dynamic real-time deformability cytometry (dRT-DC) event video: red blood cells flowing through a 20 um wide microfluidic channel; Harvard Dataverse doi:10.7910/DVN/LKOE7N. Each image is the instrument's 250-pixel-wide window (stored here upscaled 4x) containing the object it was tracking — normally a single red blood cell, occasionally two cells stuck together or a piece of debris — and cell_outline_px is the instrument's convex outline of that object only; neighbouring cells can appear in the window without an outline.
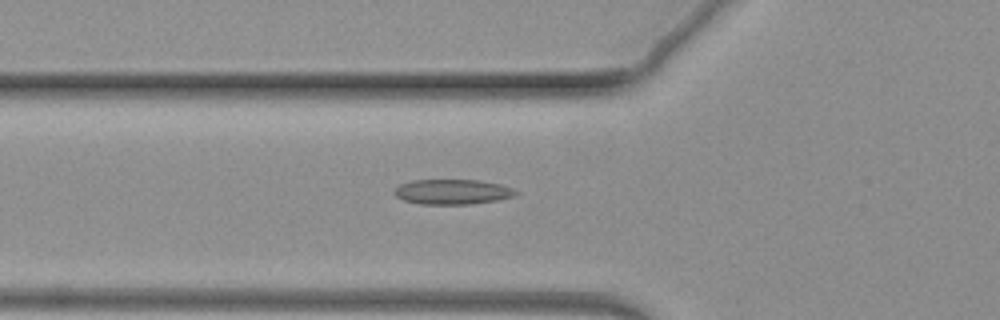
{"species": "common noctule bat (a hibernating species)", "species_latin": "Nyctalus noctula", "temperature_condition": "warm", "stored_images_in_passage": 69, "camera_frame_rate_fps": 3000, "um_per_image_px": 0.085, "animal": {"sex": "female", "body_mass_g": 19.3, "forearm_length_mm": 54.1}, "frame": {"image": 1, "passage_image": 25, "time_ms": 8.0, "image_size_px": [1000, 320], "cell_outline_px": [[520, 192], [512, 196], [496, 200], [468, 204], [420, 204], [404, 200], [396, 196], [392, 192], [400, 184], [412, 180], [480, 180], [500, 184], [512, 188]], "centroid_in_image_um": [38.43, 16.3], "position_along_channel_um": 87.4, "area_um2": 17.63}}
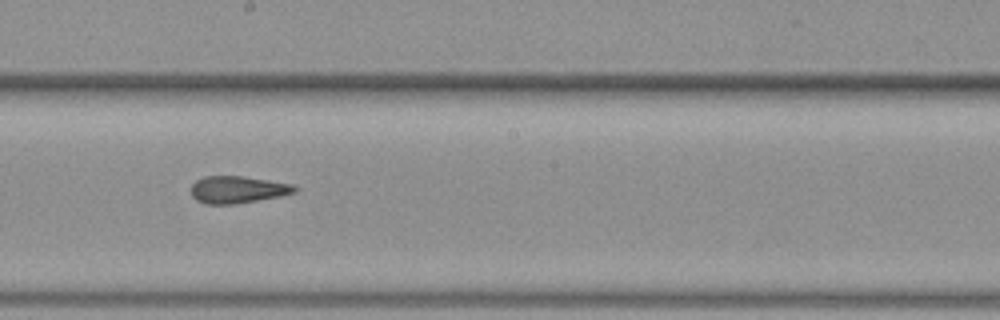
{"frame": {"image": 2, "passage_image": 39, "time_ms": 12.667, "image_size_px": [1000, 320], "cell_outline_px": [[300, 188], [296, 192], [280, 196], [236, 204], [204, 204], [196, 200], [192, 196], [192, 184], [196, 180], [204, 176], [244, 176], [292, 184]], "centroid_in_image_um": [20.21, 16.12], "position_along_channel_um": 228.0, "area_um2": 16.47}}
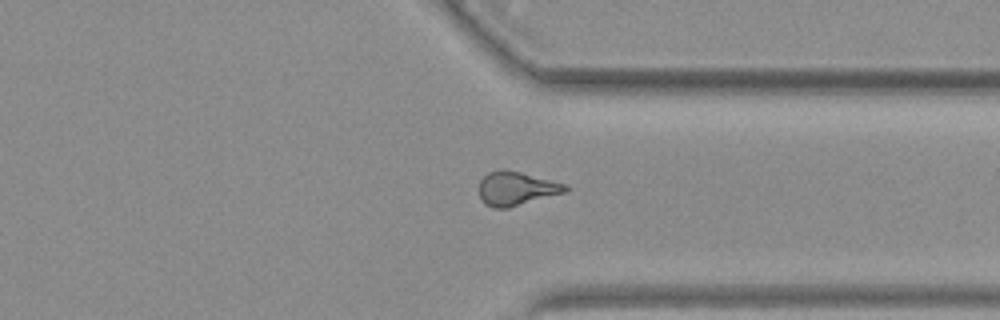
{"frame": {"image": 3, "passage_image": 53, "time_ms": 17.333, "image_size_px": [1000, 320], "cell_outline_px": [[568, 188], [564, 192], [508, 208], [492, 208], [484, 204], [480, 200], [480, 180], [488, 172], [500, 168], [504, 168], [568, 184]], "centroid_in_image_um": [43.85, 16.01], "position_along_channel_um": 367.6, "area_um2": 17.05}}